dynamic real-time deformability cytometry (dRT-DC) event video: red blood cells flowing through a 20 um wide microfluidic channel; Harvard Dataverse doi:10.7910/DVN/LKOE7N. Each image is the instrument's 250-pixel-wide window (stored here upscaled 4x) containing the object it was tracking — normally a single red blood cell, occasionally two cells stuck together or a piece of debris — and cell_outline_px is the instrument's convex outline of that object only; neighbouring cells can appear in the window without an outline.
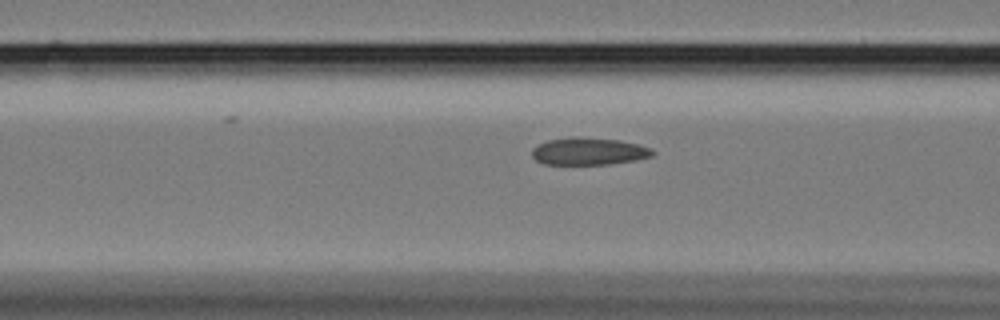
{"species": "Egyptian fruit bat (a non-hibernating species)", "species_latin": "Rousettus aegyptiacus", "temperature_condition": "cold", "stored_images_in_passage": 17, "camera_frame_rate_fps": 3000, "um_per_image_px": 0.085, "animal": {"sex": "female"}, "frame": {"image": 1, "passage_image": 15, "time_ms": 4.667, "image_size_px": [1000, 320], "cell_outline_px": [[656, 152], [652, 156], [636, 160], [612, 164], [544, 164], [536, 160], [532, 156], [532, 148], [548, 140], [572, 136], [580, 136], [620, 140], [640, 144], [652, 148]], "centroid_in_image_um": [50.09, 12.85], "position_along_channel_um": 116.5, "area_um2": 19.48}}